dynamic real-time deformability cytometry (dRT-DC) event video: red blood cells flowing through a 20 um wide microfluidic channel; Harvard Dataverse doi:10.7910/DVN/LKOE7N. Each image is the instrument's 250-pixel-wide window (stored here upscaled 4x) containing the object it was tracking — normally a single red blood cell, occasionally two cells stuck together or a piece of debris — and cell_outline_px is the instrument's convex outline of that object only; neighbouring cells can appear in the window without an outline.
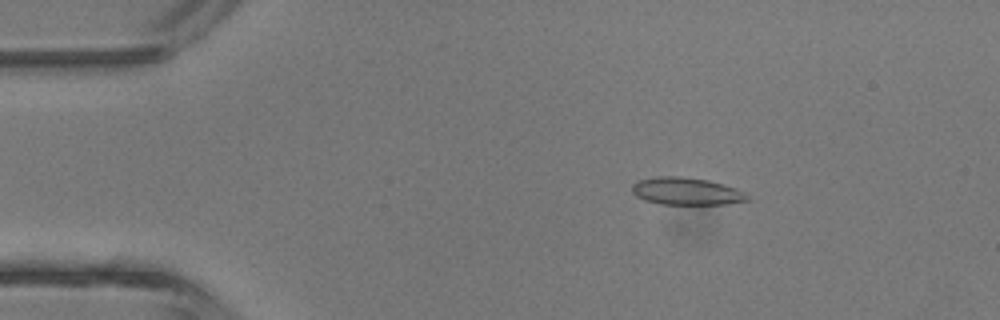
{"species": "common noctule bat (a hibernating species)", "species_latin": "Nyctalus noctula", "temperature_condition": "room temperature", "stored_images_in_passage": 5, "camera_frame_rate_fps": 3000, "um_per_image_px": 0.085, "animal": {"sex": "male", "body_mass_g": 13.3}, "frame": {"image": 1, "passage_image": 2, "time_ms": 2.0, "image_size_px": [1000, 320], "cell_outline_px": [[752, 200], [728, 204], [660, 204], [644, 200], [636, 196], [632, 192], [632, 184], [640, 180], [656, 176], [680, 176], [708, 180], [724, 184], [736, 188], [744, 192]], "centroid_in_image_um": [58.36, 16.26], "position_along_channel_um": 26.6, "area_um2": 18.55}}
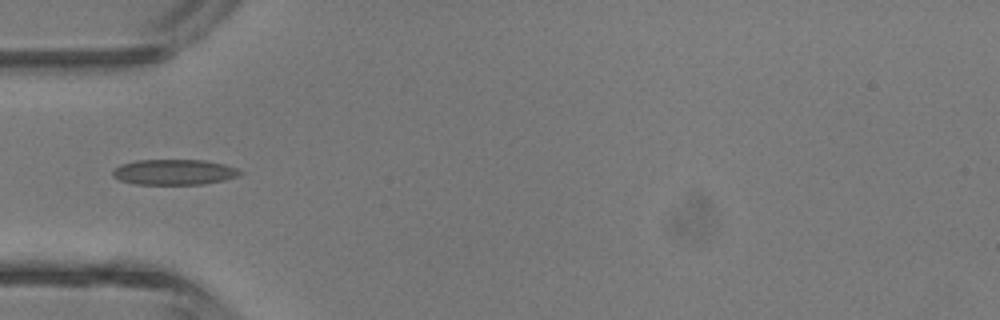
{"frame": {"image": 2, "passage_image": 4, "time_ms": 4.333, "image_size_px": [1000, 320], "cell_outline_px": [[244, 172], [236, 176], [224, 180], [204, 184], [136, 184], [120, 180], [112, 176], [112, 168], [120, 164], [136, 160], [204, 160], [224, 164], [236, 168]], "centroid_in_image_um": [14.76, 14.62], "position_along_channel_um": 70.2, "area_um2": 18.96}}
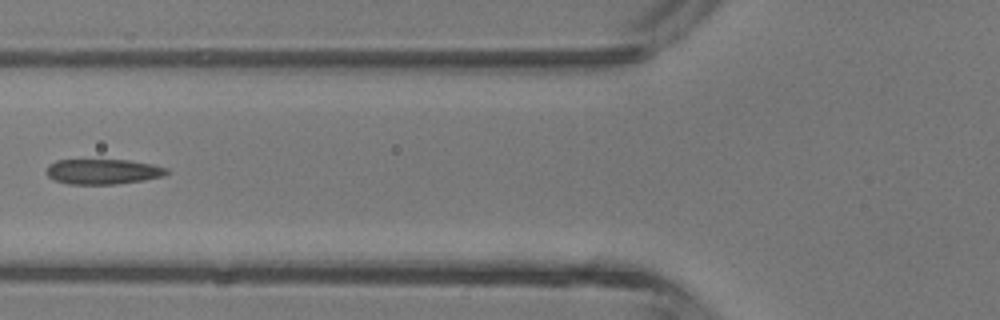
{"frame": {"image": 3, "passage_image": 5, "time_ms": 5.333, "image_size_px": [1000, 320], "cell_outline_px": [[172, 172], [164, 176], [144, 180], [116, 184], [68, 184], [56, 180], [48, 176], [48, 164], [56, 160], [128, 160], [152, 164], [168, 168]], "centroid_in_image_um": [8.81, 14.58], "position_along_channel_um": 117.0, "area_um2": 17.69}}